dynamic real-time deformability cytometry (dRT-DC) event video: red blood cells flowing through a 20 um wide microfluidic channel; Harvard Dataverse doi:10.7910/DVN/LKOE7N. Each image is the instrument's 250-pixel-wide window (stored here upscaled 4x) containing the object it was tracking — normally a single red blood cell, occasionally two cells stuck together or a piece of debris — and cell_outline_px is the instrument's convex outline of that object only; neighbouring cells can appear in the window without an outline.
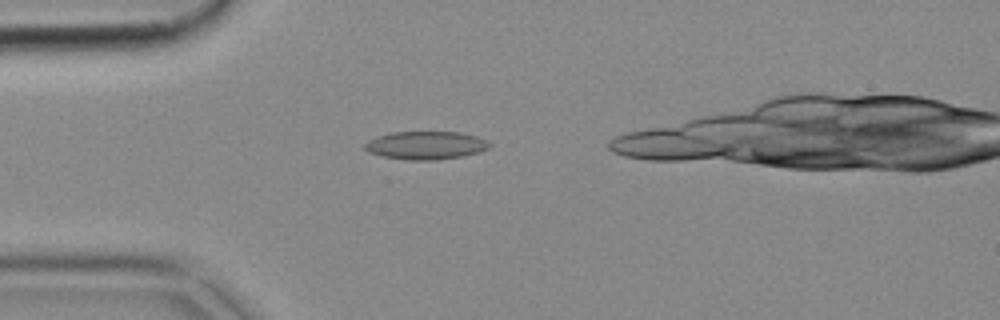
{"species": "common noctule bat (a hibernating species)", "species_latin": "Nyctalus noctula", "temperature_condition": "cold", "stored_images_in_passage": 29, "camera_frame_rate_fps": 3000, "um_per_image_px": 0.085, "animal": {"sex": "female", "body_mass_g": 18.4}, "frame": {"image": 1, "passage_image": 1, "time_ms": 0.0, "image_size_px": [1000, 320], "cell_outline_px": [[492, 144], [488, 148], [480, 152], [464, 156], [436, 160], [408, 160], [384, 156], [368, 152], [364, 148], [364, 144], [368, 140], [376, 136], [392, 132], [460, 132], [476, 136]], "centroid_in_image_um": [36.18, 12.35], "position_along_channel_um": 48.8, "area_um2": 20.46}}
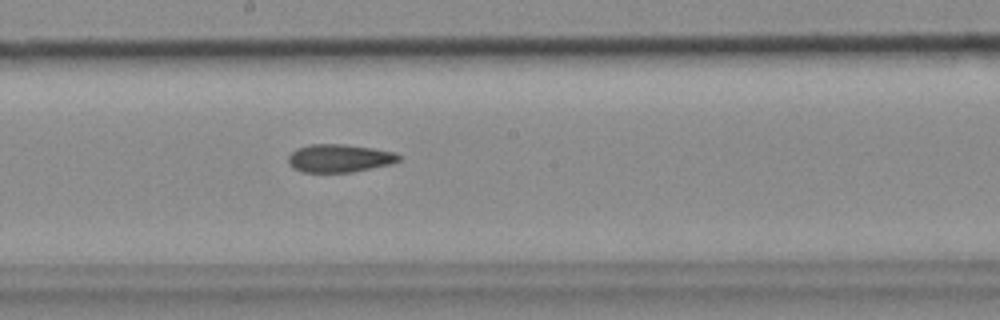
{"frame": {"image": 2, "passage_image": 15, "time_ms": 4.667, "image_size_px": [1000, 320], "cell_outline_px": [[400, 160], [392, 164], [352, 172], [300, 172], [292, 168], [288, 164], [288, 156], [296, 148], [308, 144], [344, 144], [372, 148], [396, 152], [400, 156]], "centroid_in_image_um": [28.82, 13.45], "position_along_channel_um": 219.4, "area_um2": 18.26}}
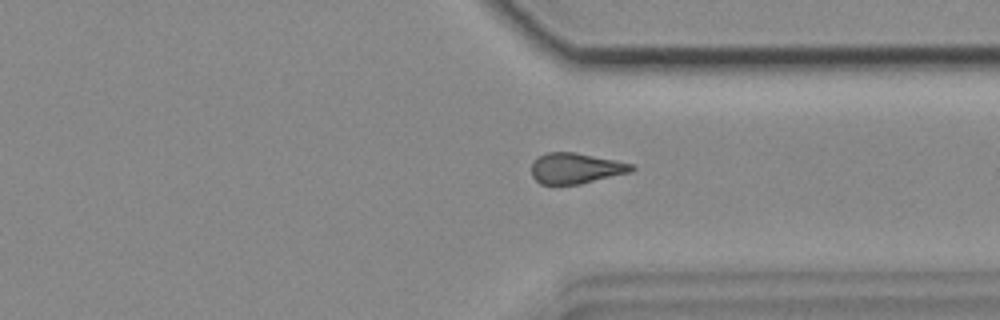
{"frame": {"image": 3, "passage_image": 26, "time_ms": 8.333, "image_size_px": [1000, 320], "cell_outline_px": [[636, 168], [632, 172], [580, 184], [540, 184], [532, 176], [532, 164], [536, 156], [548, 152], [572, 152], [616, 160], [632, 164]], "centroid_in_image_um": [48.94, 14.3], "position_along_channel_um": 362.5, "area_um2": 17.92}}